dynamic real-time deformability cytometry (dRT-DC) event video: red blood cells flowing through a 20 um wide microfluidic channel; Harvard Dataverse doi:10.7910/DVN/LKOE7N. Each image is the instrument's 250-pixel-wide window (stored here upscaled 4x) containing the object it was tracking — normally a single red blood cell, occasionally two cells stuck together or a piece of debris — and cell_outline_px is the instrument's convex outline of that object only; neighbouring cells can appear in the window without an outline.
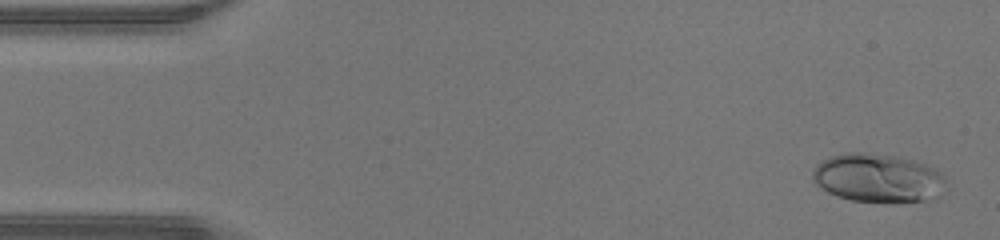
{"species": "human", "species_latin": "Homo sapiens", "temperature_condition": "warm", "stored_images_in_passage": 46, "camera_frame_rate_fps": 3000, "um_per_image_px": 0.085, "donor": {"sex": "male"}, "frame": {"image": 1, "passage_image": 2, "time_ms": 0.333, "image_size_px": [1000, 240], "cell_outline_px": [[944, 180], [924, 200], [852, 200], [828, 192], [816, 184], [812, 180], [812, 172], [816, 164], [832, 156], [844, 152], [864, 152], [896, 156], [912, 160], [936, 168], [944, 176]], "centroid_in_image_um": [74.47, 15.06], "position_along_channel_um": 10.5, "area_um2": 36.13}}
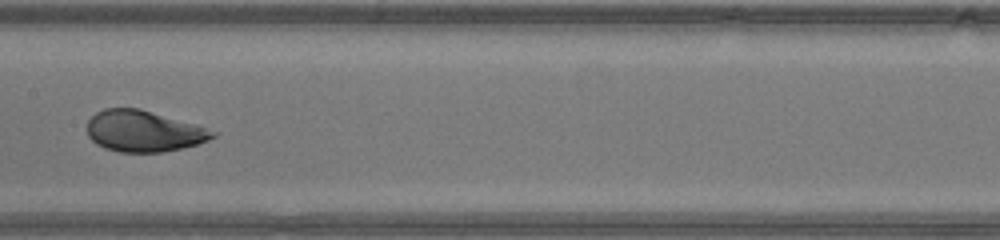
{"frame": {"image": 2, "passage_image": 23, "time_ms": 7.333, "image_size_px": [1000, 240], "cell_outline_px": [[220, 132], [216, 136], [208, 140], [196, 144], [180, 148], [160, 152], [120, 152], [104, 148], [96, 144], [88, 136], [88, 120], [96, 112], [104, 108], [140, 108], [196, 124]], "centroid_in_image_um": [12.22, 11.14], "position_along_channel_um": 195.2, "area_um2": 30.23}}
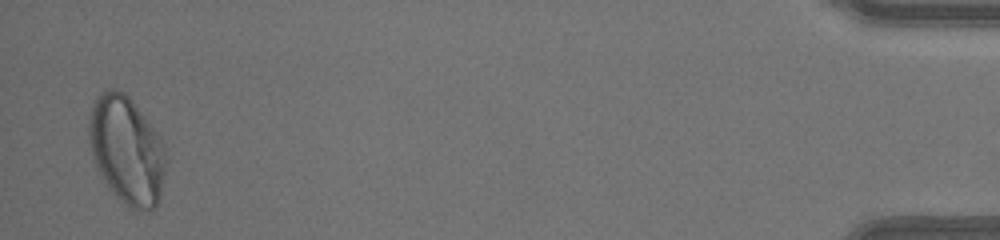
{"frame": {"image": 3, "passage_image": 45, "time_ms": 14.667, "image_size_px": [1000, 240], "cell_outline_px": [[168, 160], [160, 200], [156, 208], [148, 212], [128, 208], [108, 188], [100, 176], [92, 152], [88, 136], [88, 120], [92, 104], [96, 96], [100, 92], [108, 88], [112, 88], [124, 92], [132, 100], [160, 136], [168, 156]], "centroid_in_image_um": [10.8, 12.79], "position_along_channel_um": 424.4, "area_um2": 49.3}, "authors_computed_cell_mechanics": {"area_um2": 33.3795, "velocity_mm_per_s": 4.4382, "shape_relaxation_time_tau1_ms": 3.2254, "shape_relaxation_time_tau2_ms": null, "deformation_change_tau1": 0.1841, "deformation_change_tau2": null}}